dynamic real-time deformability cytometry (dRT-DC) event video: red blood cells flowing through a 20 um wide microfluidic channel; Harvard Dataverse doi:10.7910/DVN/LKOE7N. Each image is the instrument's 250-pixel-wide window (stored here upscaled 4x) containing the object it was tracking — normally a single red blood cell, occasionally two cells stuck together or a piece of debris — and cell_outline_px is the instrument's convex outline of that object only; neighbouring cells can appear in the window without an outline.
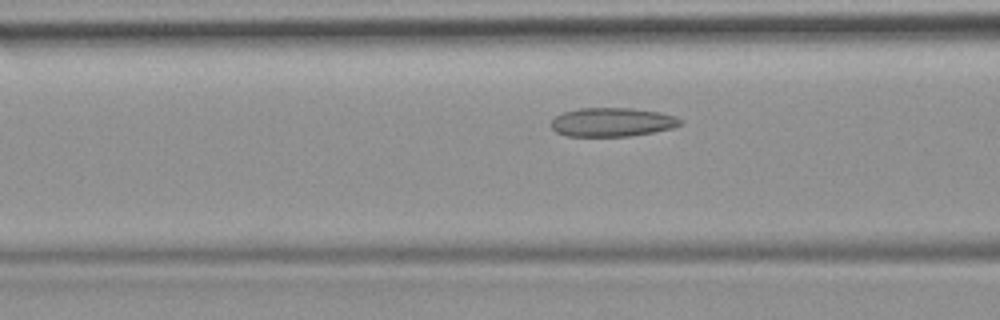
{"species": "common noctule bat (a hibernating species)", "species_latin": "Nyctalus noctula", "temperature_condition": "room temperature", "stored_images_in_passage": 14, "camera_frame_rate_fps": 3000, "um_per_image_px": 0.085, "animal": {"sex": "female", "body_mass_g": 19.9}, "frame": {"image": 1, "passage_image": 12, "time_ms": 3.667, "image_size_px": [1000, 320], "cell_outline_px": [[680, 124], [672, 128], [652, 132], [628, 136], [564, 136], [556, 132], [552, 128], [552, 120], [556, 116], [564, 112], [580, 108], [632, 108], [656, 112], [676, 116], [680, 120]], "centroid_in_image_um": [51.99, 10.38], "position_along_channel_um": 114.6, "area_um2": 21.44}}